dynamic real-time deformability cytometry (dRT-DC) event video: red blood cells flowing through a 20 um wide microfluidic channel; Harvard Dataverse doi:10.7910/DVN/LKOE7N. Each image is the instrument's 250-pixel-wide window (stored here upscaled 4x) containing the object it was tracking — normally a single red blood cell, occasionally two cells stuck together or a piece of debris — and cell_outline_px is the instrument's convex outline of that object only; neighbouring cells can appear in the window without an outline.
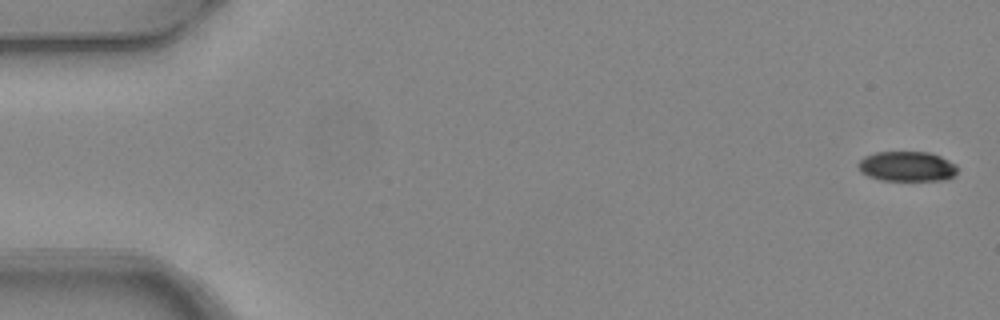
{"species": "common noctule bat (a hibernating species)", "species_latin": "Nyctalus noctula", "temperature_condition": "warm", "stored_images_in_passage": 5, "camera_frame_rate_fps": 3000, "um_per_image_px": 0.085, "animal": {"sex": "female", "body_mass_g": 24.6, "forearm_length_mm": 56.2}, "frame": {"image": 1, "passage_image": 1, "time_ms": 0.0, "image_size_px": [1000, 320], "cell_outline_px": [[956, 172], [952, 176], [944, 180], [884, 180], [868, 176], [860, 172], [856, 164], [864, 156], [876, 152], [928, 152], [940, 156], [956, 164]], "centroid_in_image_um": [77.05, 14.13], "position_along_channel_um": 7.9, "area_um2": 17.28}}
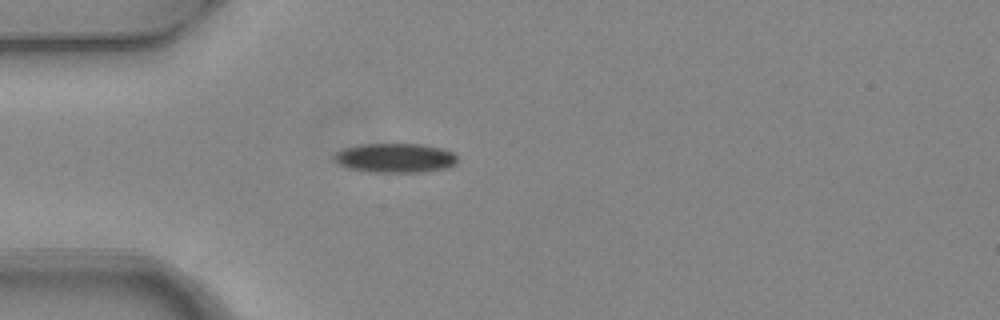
{"frame": {"image": 2, "passage_image": 5, "time_ms": 1.333, "image_size_px": [1000, 320], "cell_outline_px": [[456, 164], [444, 168], [424, 172], [376, 172], [348, 168], [340, 164], [332, 156], [336, 152], [344, 148], [360, 144], [420, 144], [444, 148], [452, 152], [456, 156]], "centroid_in_image_um": [33.6, 13.42], "position_along_channel_um": 51.4, "area_um2": 20.98}}